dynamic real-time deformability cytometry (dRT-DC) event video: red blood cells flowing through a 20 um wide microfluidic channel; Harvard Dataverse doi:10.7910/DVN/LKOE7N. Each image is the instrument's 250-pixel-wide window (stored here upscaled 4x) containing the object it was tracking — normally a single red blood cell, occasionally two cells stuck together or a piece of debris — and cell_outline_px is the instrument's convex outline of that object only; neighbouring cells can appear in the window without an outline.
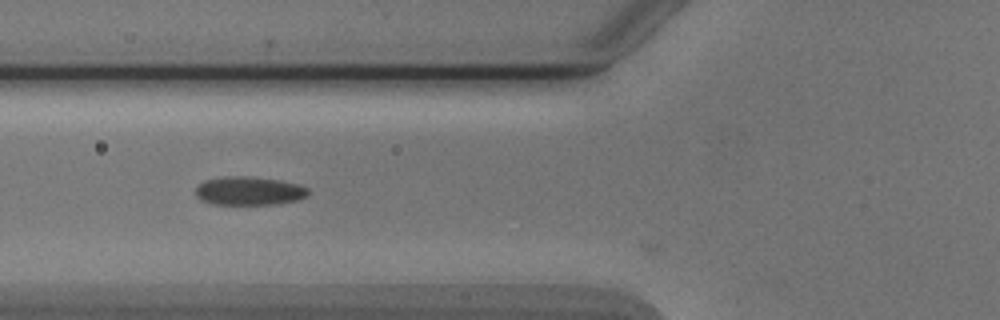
{"species": "Egyptian fruit bat (a non-hibernating species)", "species_latin": "Rousettus aegyptiacus", "temperature_condition": "cold", "stored_images_in_passage": 5, "camera_frame_rate_fps": 3000, "um_per_image_px": 0.085, "animal": {"sex": "male"}, "frame": {"image": 1, "passage_image": 3, "time_ms": 0.667, "image_size_px": [1000, 320], "cell_outline_px": [[308, 196], [300, 200], [276, 204], [212, 204], [200, 200], [196, 196], [196, 188], [204, 180], [224, 176], [244, 176], [276, 180], [296, 184], [308, 188]], "centroid_in_image_um": [21.15, 16.24], "position_along_channel_um": 104.6, "area_um2": 18.67}}